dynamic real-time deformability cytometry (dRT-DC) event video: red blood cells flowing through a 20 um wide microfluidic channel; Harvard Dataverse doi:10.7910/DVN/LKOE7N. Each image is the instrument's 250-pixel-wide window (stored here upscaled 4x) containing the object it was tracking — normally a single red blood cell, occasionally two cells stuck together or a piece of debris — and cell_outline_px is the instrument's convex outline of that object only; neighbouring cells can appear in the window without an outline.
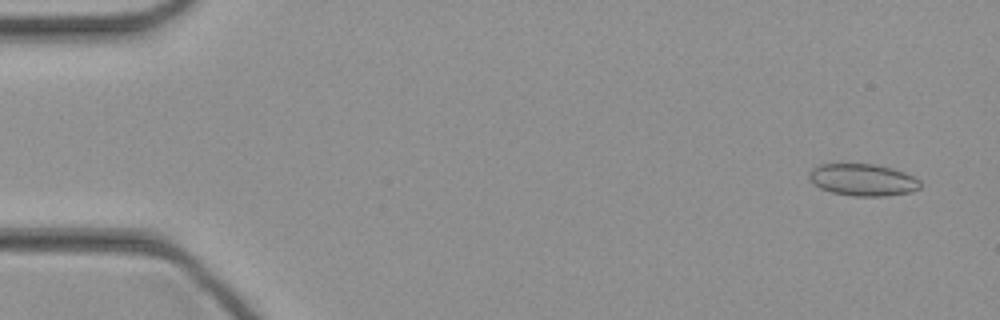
{"species": "common noctule bat (a hibernating species)", "species_latin": "Nyctalus noctula", "temperature_condition": "cold", "stored_images_in_passage": 46, "camera_frame_rate_fps": 3000, "um_per_image_px": 0.085, "animal": {"sex": "female", "body_mass_g": 21.9}, "frame": {"image": 1, "passage_image": 3, "time_ms": 0.667, "image_size_px": [1000, 320], "cell_outline_px": [[920, 188], [912, 192], [884, 196], [856, 196], [832, 192], [820, 188], [808, 176], [808, 172], [812, 168], [820, 164], [876, 164], [892, 168], [904, 172], [920, 180]], "centroid_in_image_um": [73.36, 15.28], "position_along_channel_um": 11.6, "area_um2": 20.63}}
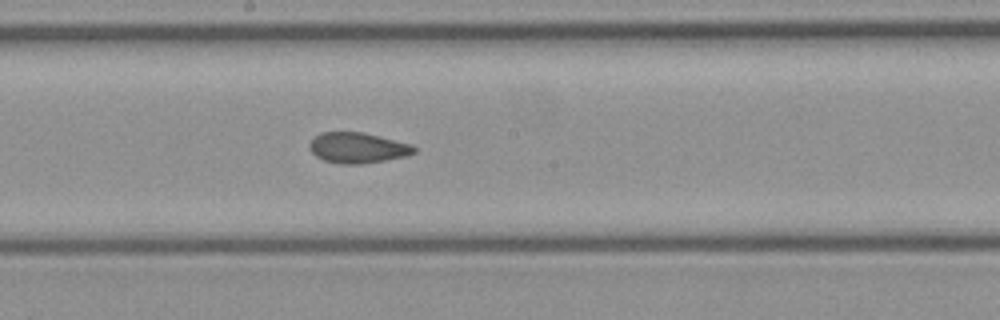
{"frame": {"image": 2, "passage_image": 25, "time_ms": 8.0, "image_size_px": [1000, 320], "cell_outline_px": [[416, 152], [408, 156], [360, 164], [340, 164], [324, 160], [316, 156], [308, 148], [308, 144], [320, 132], [360, 132], [380, 136], [412, 144], [416, 148]], "centroid_in_image_um": [30.41, 12.56], "position_along_channel_um": 217.8, "area_um2": 18.67}}
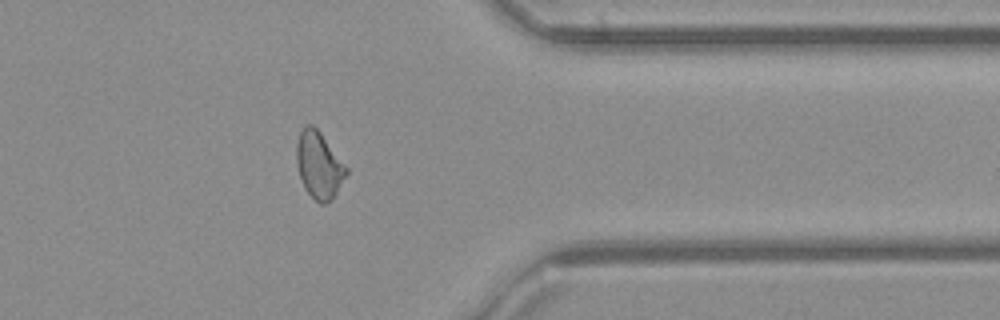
{"frame": {"image": 3, "passage_image": 37, "time_ms": 12.0, "image_size_px": [1000, 320], "cell_outline_px": [[348, 172], [332, 200], [324, 204], [320, 204], [304, 188], [300, 176], [296, 160], [296, 144], [300, 132], [304, 124], [312, 124], [320, 132], [348, 168]], "centroid_in_image_um": [27.11, 14.02], "position_along_channel_um": 384.3, "area_um2": 19.25}}